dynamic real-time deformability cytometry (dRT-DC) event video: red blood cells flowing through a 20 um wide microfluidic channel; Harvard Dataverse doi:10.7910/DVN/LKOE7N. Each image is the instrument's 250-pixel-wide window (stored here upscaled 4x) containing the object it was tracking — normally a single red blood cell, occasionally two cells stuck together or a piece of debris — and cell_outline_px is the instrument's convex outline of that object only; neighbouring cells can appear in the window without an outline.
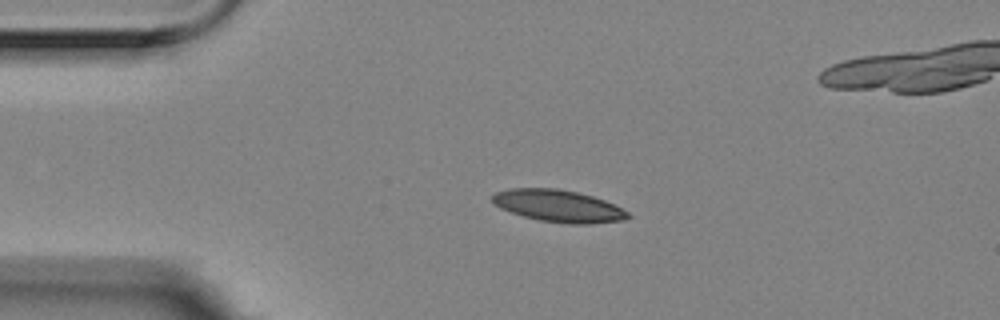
{"species": "Egyptian fruit bat (a non-hibernating species)", "species_latin": "Rousettus aegyptiacus", "temperature_condition": "room temperature", "stored_images_in_passage": 3, "camera_frame_rate_fps": 3000, "um_per_image_px": 0.085, "animal": {"sex": "female"}, "frame": {"image": 1, "passage_image": 1, "time_ms": 0.0, "image_size_px": [1000, 320], "cell_outline_px": [[632, 216], [624, 220], [592, 224], [568, 224], [540, 220], [524, 216], [500, 208], [492, 204], [492, 196], [496, 192], [512, 188], [556, 188], [576, 192], [592, 196], [604, 200], [628, 212]], "centroid_in_image_um": [47.46, 17.51], "position_along_channel_um": 37.5, "area_um2": 25.26}}